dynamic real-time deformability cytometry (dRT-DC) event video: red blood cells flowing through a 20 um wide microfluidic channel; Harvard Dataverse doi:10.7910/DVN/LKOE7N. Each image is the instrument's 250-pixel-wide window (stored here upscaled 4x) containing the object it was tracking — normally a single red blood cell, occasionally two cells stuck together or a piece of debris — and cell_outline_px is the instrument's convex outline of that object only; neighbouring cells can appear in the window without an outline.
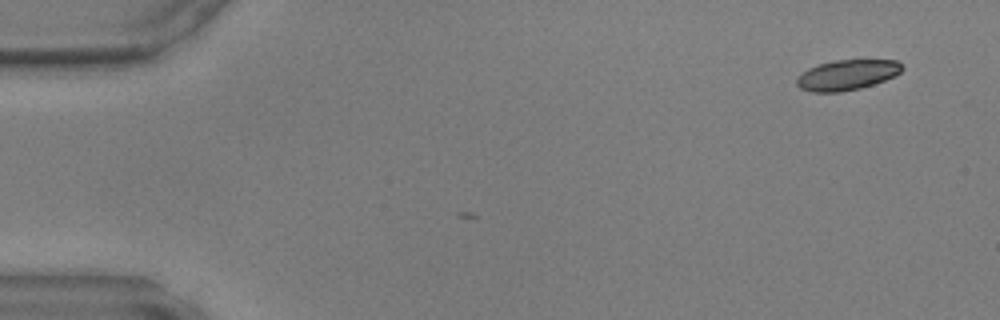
{"species": "common noctule bat (a hibernating species)", "species_latin": "Nyctalus noctula", "temperature_condition": "warm", "stored_images_in_passage": 4, "camera_frame_rate_fps": 3000, "um_per_image_px": 0.085, "animal": {"sex": "male", "body_mass_g": 17.9, "forearm_length_mm": 54.2}, "frame": {"image": 1, "passage_image": 1, "time_ms": 0.0, "image_size_px": [1000, 320], "cell_outline_px": [[904, 68], [896, 76], [860, 88], [840, 92], [812, 92], [800, 88], [796, 84], [796, 80], [808, 68], [832, 60], [896, 60]], "centroid_in_image_um": [72.0, 6.37], "position_along_channel_um": 13.0, "area_um2": 18.44}}